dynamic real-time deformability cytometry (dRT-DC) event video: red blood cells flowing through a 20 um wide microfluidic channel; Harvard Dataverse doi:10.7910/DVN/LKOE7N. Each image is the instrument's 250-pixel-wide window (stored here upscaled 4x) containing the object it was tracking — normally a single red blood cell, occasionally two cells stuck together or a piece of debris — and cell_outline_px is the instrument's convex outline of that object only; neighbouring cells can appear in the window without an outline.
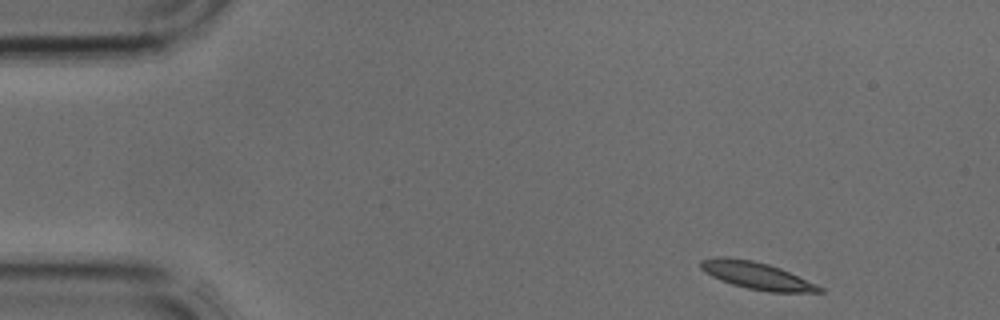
{"species": "common noctule bat (a hibernating species)", "species_latin": "Nyctalus noctula", "temperature_condition": "cold", "stored_images_in_passage": 3, "camera_frame_rate_fps": 3000, "um_per_image_px": 0.085, "animal": {"sex": "male", "body_mass_g": 17.9, "forearm_length_mm": 54.2}, "frame": {"image": 1, "passage_image": 1, "time_ms": 0.0, "image_size_px": [1000, 320], "cell_outline_px": [[824, 292], [768, 292], [748, 288], [732, 284], [712, 276], [700, 268], [700, 260], [716, 256], [728, 256], [752, 260], [768, 264], [780, 268], [816, 284], [824, 288]], "centroid_in_image_um": [64.3, 23.41], "position_along_channel_um": 20.7, "area_um2": 18.73}}
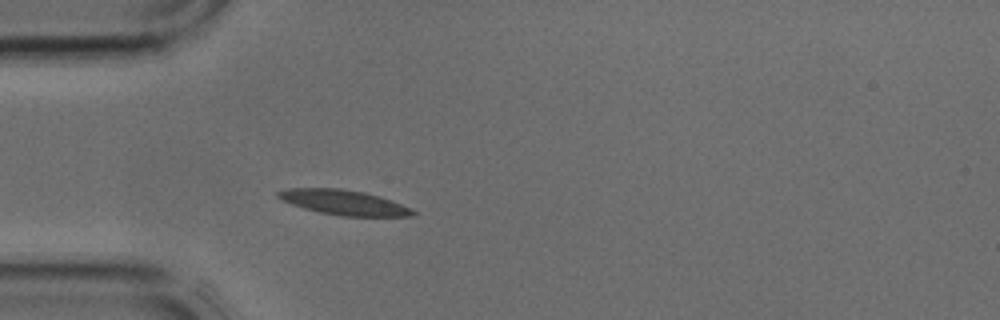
{"frame": {"image": 2, "passage_image": 3, "time_ms": 0.667, "image_size_px": [1000, 320], "cell_outline_px": [[416, 212], [412, 216], [340, 216], [320, 212], [304, 208], [292, 204], [276, 196], [276, 192], [288, 188], [340, 188], [364, 192], [380, 196], [392, 200], [412, 208]], "centroid_in_image_um": [29.25, 17.2], "position_along_channel_um": 55.7, "area_um2": 19.54}}